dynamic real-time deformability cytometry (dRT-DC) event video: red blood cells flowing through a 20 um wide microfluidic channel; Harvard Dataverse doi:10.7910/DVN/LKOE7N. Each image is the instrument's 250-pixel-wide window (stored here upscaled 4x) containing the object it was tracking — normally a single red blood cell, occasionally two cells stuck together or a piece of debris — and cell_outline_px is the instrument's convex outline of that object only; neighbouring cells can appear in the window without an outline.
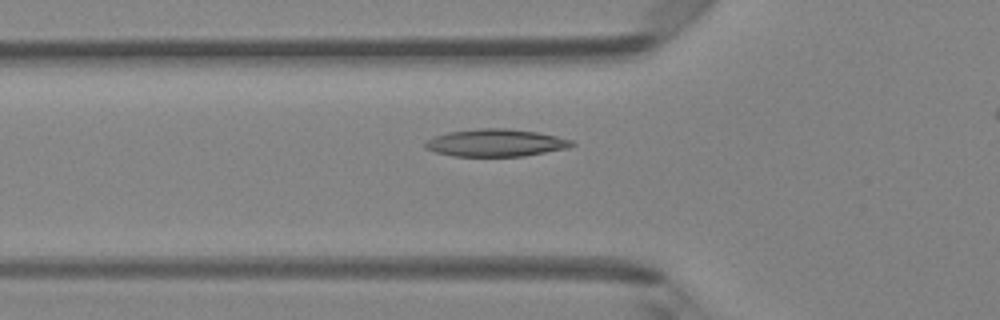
{"species": "Egyptian fruit bat (a non-hibernating species)", "species_latin": "Rousettus aegyptiacus", "temperature_condition": "room temperature", "stored_images_in_passage": 34, "camera_frame_rate_fps": 3000, "um_per_image_px": 0.085, "animal": {"sex": "female"}, "frame": {"image": 1, "passage_image": 8, "time_ms": 2.333, "image_size_px": [1000, 320], "cell_outline_px": [[576, 144], [568, 148], [524, 156], [452, 156], [436, 152], [424, 148], [424, 144], [428, 140], [436, 136], [448, 132], [480, 128], [504, 128], [536, 132], [556, 136], [572, 140]], "centroid_in_image_um": [42.14, 12.14], "position_along_channel_um": 83.7, "area_um2": 23.29}}
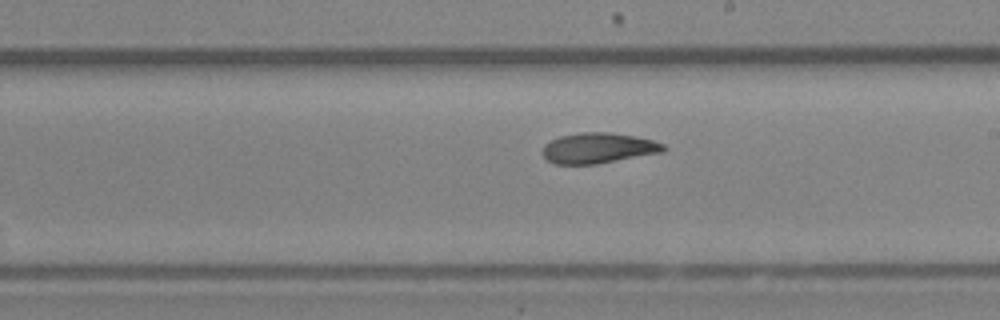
{"frame": {"image": 2, "passage_image": 19, "time_ms": 6.0, "image_size_px": [1000, 320], "cell_outline_px": [[668, 148], [664, 152], [596, 164], [552, 164], [544, 156], [544, 144], [560, 136], [580, 132], [608, 132], [632, 136], [652, 140], [664, 144]], "centroid_in_image_um": [50.87, 12.59], "position_along_channel_um": 238.1, "area_um2": 21.39}}
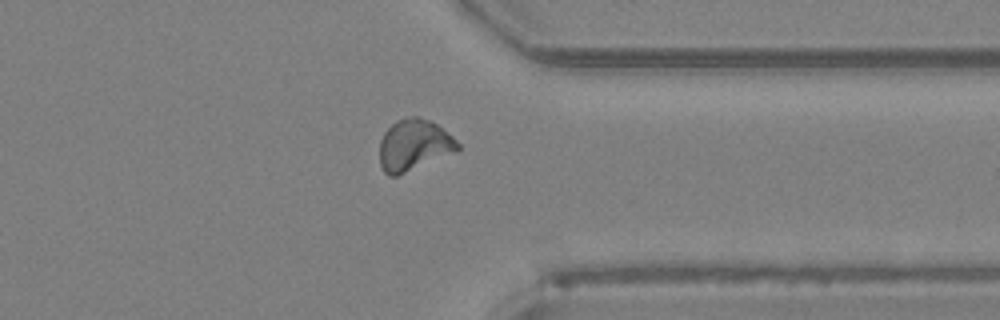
{"frame": {"image": 3, "passage_image": 29, "time_ms": 9.333, "image_size_px": [1000, 320], "cell_outline_px": [[460, 148], [396, 176], [388, 176], [384, 172], [380, 164], [380, 140], [384, 132], [396, 120], [408, 116], [416, 116], [428, 120], [436, 124], [452, 136], [460, 144]], "centroid_in_image_um": [35.13, 12.31], "position_along_channel_um": 376.3, "area_um2": 22.77}}